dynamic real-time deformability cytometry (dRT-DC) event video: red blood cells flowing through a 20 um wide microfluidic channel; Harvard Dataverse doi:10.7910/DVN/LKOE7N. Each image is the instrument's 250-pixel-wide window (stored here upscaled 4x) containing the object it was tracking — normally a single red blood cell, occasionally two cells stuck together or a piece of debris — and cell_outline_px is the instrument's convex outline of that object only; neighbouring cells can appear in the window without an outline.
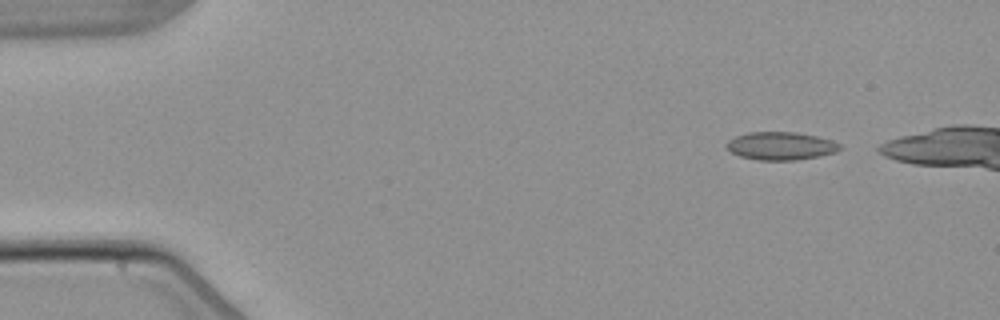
{"species": "common noctule bat (a hibernating species)", "species_latin": "Nyctalus noctula", "temperature_condition": "warm", "stored_images_in_passage": 6, "camera_frame_rate_fps": 3000, "um_per_image_px": 0.085, "animal": {"sex": "male", "body_mass_g": 21.5, "forearm_length_mm": 52.0}, "frame": {"image": 1, "passage_image": 1, "time_ms": 0.0, "image_size_px": [1000, 320], "cell_outline_px": [[840, 148], [836, 152], [820, 156], [796, 160], [760, 160], [740, 156], [732, 152], [728, 148], [728, 140], [736, 136], [748, 132], [796, 132], [816, 136], [832, 140], [840, 144]], "centroid_in_image_um": [66.39, 12.4], "position_along_channel_um": 18.6, "area_um2": 18.32}}
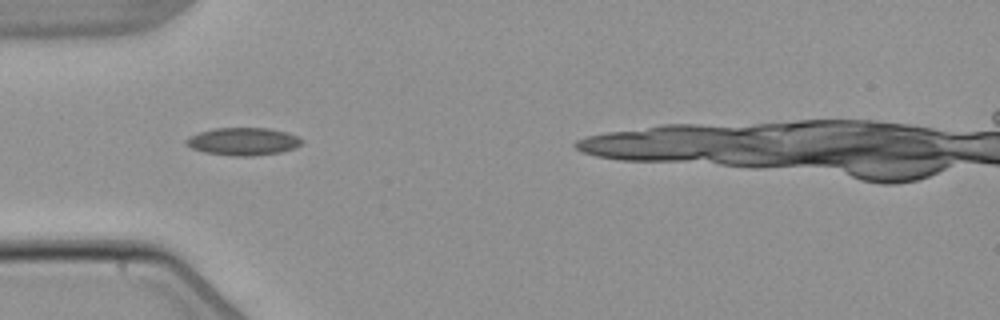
{"frame": {"image": 2, "passage_image": 4, "time_ms": 3.667, "image_size_px": [1000, 320], "cell_outline_px": [[304, 144], [296, 148], [280, 152], [252, 156], [232, 156], [204, 152], [192, 148], [184, 140], [200, 132], [216, 128], [268, 128], [284, 132], [296, 136], [304, 140]], "centroid_in_image_um": [20.72, 12.03], "position_along_channel_um": 64.3, "area_um2": 18.5}}
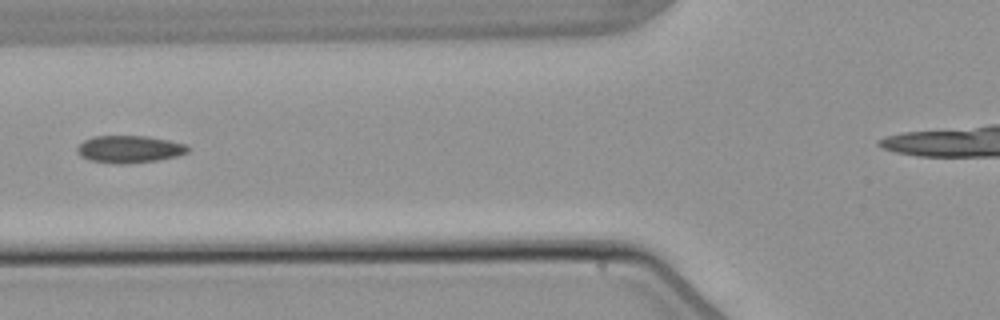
{"frame": {"image": 3, "passage_image": 5, "time_ms": 5.0, "image_size_px": [1000, 320], "cell_outline_px": [[188, 152], [176, 156], [156, 160], [124, 164], [116, 164], [88, 160], [80, 156], [76, 152], [76, 148], [84, 140], [92, 136], [144, 136], [168, 140], [188, 144]], "centroid_in_image_um": [10.96, 12.68], "position_along_channel_um": 114.8, "area_um2": 17.63}}